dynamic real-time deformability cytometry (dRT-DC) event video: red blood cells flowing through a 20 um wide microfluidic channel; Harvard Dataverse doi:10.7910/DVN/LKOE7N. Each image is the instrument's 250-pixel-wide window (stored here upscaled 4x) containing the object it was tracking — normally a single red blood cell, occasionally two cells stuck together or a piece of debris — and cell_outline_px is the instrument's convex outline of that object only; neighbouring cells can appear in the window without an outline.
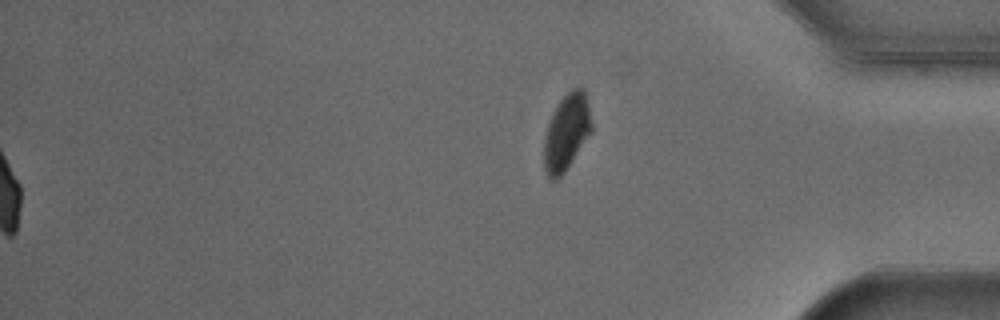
{"species": "Egyptian fruit bat (a non-hibernating species)", "species_latin": "Rousettus aegyptiacus", "temperature_condition": "cold", "stored_images_in_passage": 51, "segment_of_instrument_passage": [2, 2], "camera_frame_rate_fps": 3000, "um_per_image_px": 0.085, "animal": {"sex": "male"}, "frame": {"image": 1, "passage_image": 51, "time_ms": 16.667, "image_size_px": [1000, 320], "cell_outline_px": [[592, 132], [564, 172], [556, 180], [552, 180], [548, 176], [544, 168], [544, 140], [548, 124], [560, 100], [572, 88], [584, 88], [588, 104], [592, 124]], "centroid_in_image_um": [48.17, 11.25], "position_along_channel_um": 387.0, "area_um2": 20.87}}